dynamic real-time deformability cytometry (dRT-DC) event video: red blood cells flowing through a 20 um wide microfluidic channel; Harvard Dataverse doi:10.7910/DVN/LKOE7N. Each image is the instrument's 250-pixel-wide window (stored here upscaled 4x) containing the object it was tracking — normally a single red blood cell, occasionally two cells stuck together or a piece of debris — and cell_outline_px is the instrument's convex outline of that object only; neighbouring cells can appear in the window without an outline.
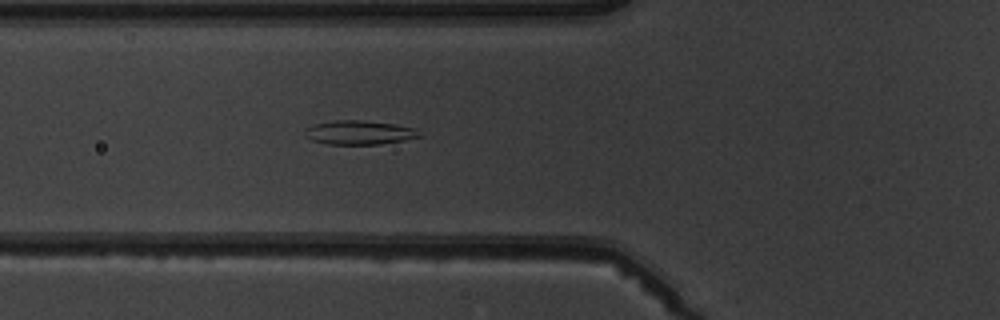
{"species": "common noctule bat (a hibernating species)", "species_latin": "Nyctalus noctula", "temperature_condition": "warm", "stored_images_in_passage": 4, "camera_frame_rate_fps": 3000, "um_per_image_px": 0.085, "animal": {"sex": "male", "body_mass_g": 19.5, "forearm_length_mm": 54.6}, "frame": {"image": 1, "passage_image": 4, "time_ms": 3.667, "image_size_px": [1000, 320], "cell_outline_px": [[424, 136], [404, 140], [380, 144], [328, 144], [312, 140], [304, 132], [308, 128], [316, 124], [336, 120], [364, 120], [396, 124], [412, 128]], "centroid_in_image_um": [30.58, 11.26], "position_along_channel_um": 95.2, "area_um2": 15.78}}